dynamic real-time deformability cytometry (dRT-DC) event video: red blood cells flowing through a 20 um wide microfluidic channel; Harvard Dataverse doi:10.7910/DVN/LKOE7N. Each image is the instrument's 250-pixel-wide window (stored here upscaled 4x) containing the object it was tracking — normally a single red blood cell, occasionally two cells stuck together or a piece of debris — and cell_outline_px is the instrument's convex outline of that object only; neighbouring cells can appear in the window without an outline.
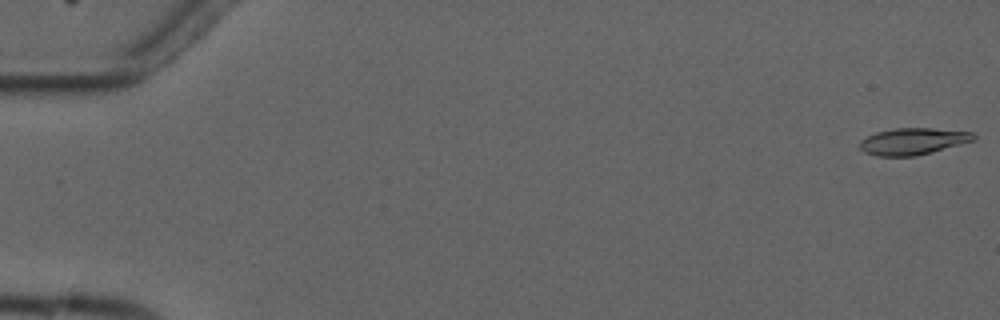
{"species": "common noctule bat (a hibernating species)", "species_latin": "Nyctalus noctula", "temperature_condition": "cold", "stored_images_in_passage": 5, "camera_frame_rate_fps": 3000, "um_per_image_px": 0.085, "animal": {"sex": "male", "forearm_length_mm": 52.5}, "frame": {"image": 1, "passage_image": 1, "time_ms": 0.0, "image_size_px": [1000, 320], "cell_outline_px": [[976, 140], [932, 152], [916, 156], [876, 156], [864, 152], [856, 148], [860, 140], [876, 132], [896, 128], [932, 128], [976, 132]], "centroid_in_image_um": [77.6, 12.01], "position_along_channel_um": 7.4, "area_um2": 18.03}}